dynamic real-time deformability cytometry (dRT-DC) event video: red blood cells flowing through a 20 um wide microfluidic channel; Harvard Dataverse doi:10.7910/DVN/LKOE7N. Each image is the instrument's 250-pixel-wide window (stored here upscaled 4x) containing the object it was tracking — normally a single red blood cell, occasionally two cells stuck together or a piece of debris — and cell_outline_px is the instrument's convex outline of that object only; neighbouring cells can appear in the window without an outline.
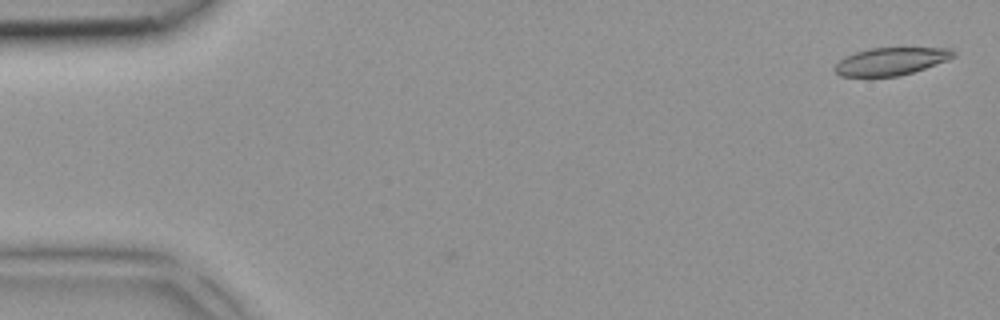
{"species": "common noctule bat (a hibernating species)", "species_latin": "Nyctalus noctula", "temperature_condition": "room temperature", "stored_images_in_passage": 2, "camera_frame_rate_fps": 3000, "um_per_image_px": 0.085, "animal": {"sex": "female", "body_mass_g": 18.4}, "frame": {"image": 1, "passage_image": 2, "time_ms": 0.333, "image_size_px": [1000, 320], "cell_outline_px": [[956, 56], [948, 60], [900, 76], [840, 76], [832, 68], [844, 56], [868, 48], [952, 48], [956, 52]], "centroid_in_image_um": [75.73, 5.2], "position_along_channel_um": 9.3, "area_um2": 19.07}}